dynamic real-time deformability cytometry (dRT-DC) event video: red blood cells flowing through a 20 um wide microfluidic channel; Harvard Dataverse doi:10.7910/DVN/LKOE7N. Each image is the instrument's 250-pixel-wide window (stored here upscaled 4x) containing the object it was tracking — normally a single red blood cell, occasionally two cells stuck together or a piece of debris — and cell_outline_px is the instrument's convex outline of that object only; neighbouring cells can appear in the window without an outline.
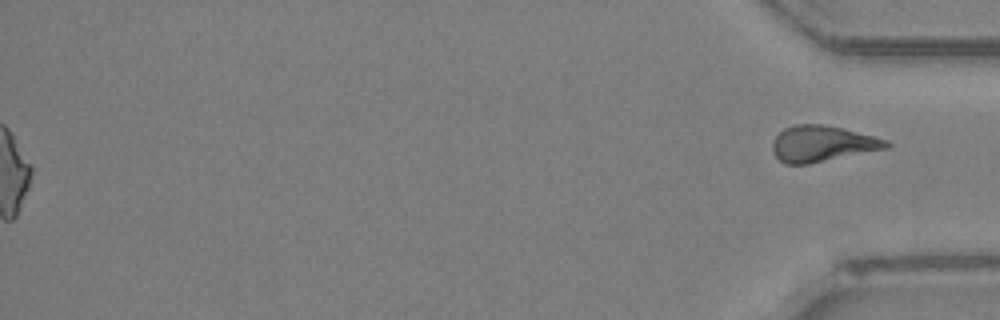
{"species": "Egyptian fruit bat (a non-hibernating species)", "species_latin": "Rousettus aegyptiacus", "temperature_condition": "room temperature", "stored_images_in_passage": 42, "segment_of_instrument_passage": [2, 2], "camera_frame_rate_fps": 3000, "um_per_image_px": 0.085, "animal": {"sex": "female"}, "frame": {"image": 1, "passage_image": 42, "time_ms": 13.667, "image_size_px": [1000, 320], "cell_outline_px": [[892, 144], [888, 148], [808, 164], [784, 164], [776, 156], [772, 148], [772, 144], [776, 136], [784, 128], [796, 124], [824, 124], [876, 136], [888, 140]], "centroid_in_image_um": [69.92, 12.21], "position_along_channel_um": 365.3, "area_um2": 23.87}}